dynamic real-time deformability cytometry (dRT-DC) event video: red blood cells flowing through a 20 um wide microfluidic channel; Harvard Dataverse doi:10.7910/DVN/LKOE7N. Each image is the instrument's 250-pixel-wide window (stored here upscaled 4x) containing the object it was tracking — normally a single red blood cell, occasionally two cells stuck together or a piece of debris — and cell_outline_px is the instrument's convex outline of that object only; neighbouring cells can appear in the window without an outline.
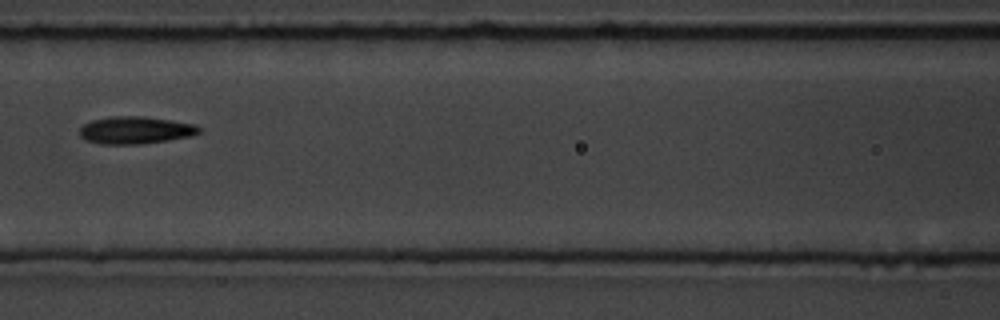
{"species": "common noctule bat (a hibernating species)", "species_latin": "Nyctalus noctula", "temperature_condition": "room temperature", "stored_images_in_passage": 11, "camera_frame_rate_fps": 3000, "um_per_image_px": 0.085, "animal": {"sex": "male", "body_mass_g": 19.5, "forearm_length_mm": 54.6}, "frame": {"image": 1, "passage_image": 7, "time_ms": 7.667, "image_size_px": [1000, 320], "cell_outline_px": [[200, 132], [192, 136], [168, 140], [140, 144], [100, 144], [84, 140], [80, 136], [80, 128], [84, 124], [92, 120], [112, 116], [144, 116], [172, 120], [196, 124], [200, 128]], "centroid_in_image_um": [11.51, 11.06], "position_along_channel_um": 155.1, "area_um2": 19.19}}
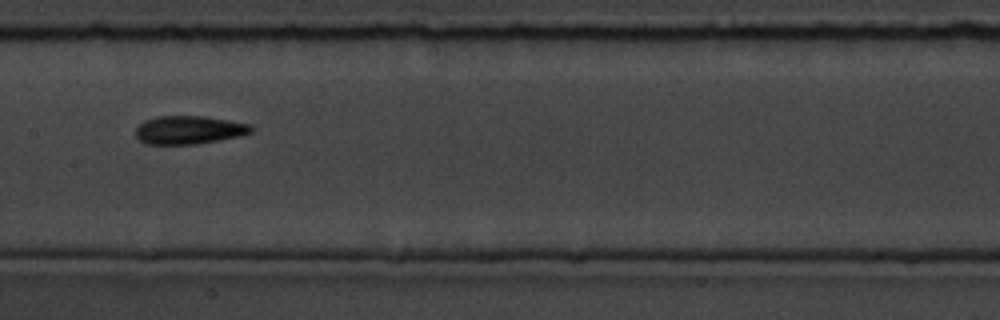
{"frame": {"image": 2, "passage_image": 8, "time_ms": 8.667, "image_size_px": [1000, 320], "cell_outline_px": [[252, 132], [240, 136], [196, 144], [148, 144], [140, 140], [136, 136], [136, 128], [144, 120], [156, 116], [204, 116], [252, 124]], "centroid_in_image_um": [16.07, 11.04], "position_along_channel_um": 191.3, "area_um2": 19.02}}
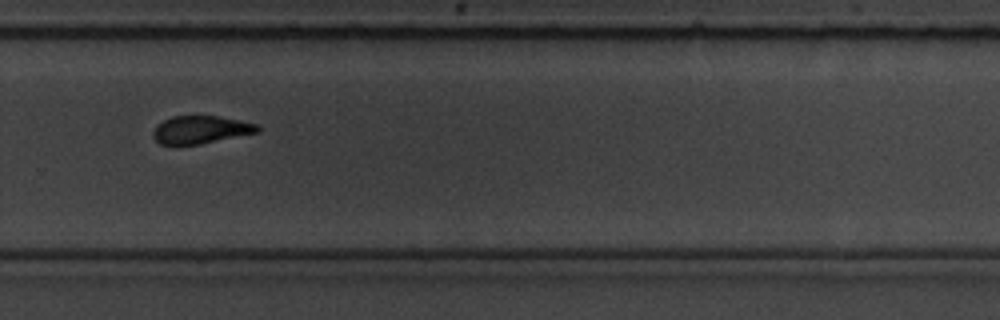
{"frame": {"image": 3, "passage_image": 11, "time_ms": 12.0, "image_size_px": [1000, 320], "cell_outline_px": [[260, 132], [200, 144], [176, 148], [160, 144], [152, 136], [152, 132], [156, 124], [172, 116], [216, 116], [256, 124], [260, 128]], "centroid_in_image_um": [16.97, 11.07], "position_along_channel_um": 312.8, "area_um2": 17.34}}